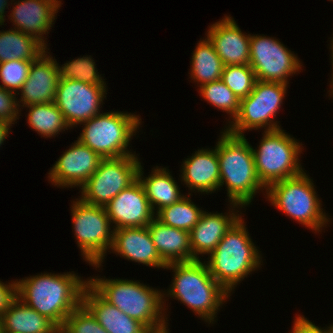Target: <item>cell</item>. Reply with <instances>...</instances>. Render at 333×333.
Here are the masks:
<instances>
[{"mask_svg": "<svg viewBox=\"0 0 333 333\" xmlns=\"http://www.w3.org/2000/svg\"><path fill=\"white\" fill-rule=\"evenodd\" d=\"M88 284V278L85 280L74 271L62 274L44 272L16 279V295L57 326H63L68 315L82 304V295Z\"/></svg>", "mask_w": 333, "mask_h": 333, "instance_id": "1", "label": "cell"}, {"mask_svg": "<svg viewBox=\"0 0 333 333\" xmlns=\"http://www.w3.org/2000/svg\"><path fill=\"white\" fill-rule=\"evenodd\" d=\"M165 269L174 274L168 291L162 292L165 315V298L169 297L186 305L204 322L214 324L220 307L231 295L211 276L205 261L171 263Z\"/></svg>", "mask_w": 333, "mask_h": 333, "instance_id": "2", "label": "cell"}, {"mask_svg": "<svg viewBox=\"0 0 333 333\" xmlns=\"http://www.w3.org/2000/svg\"><path fill=\"white\" fill-rule=\"evenodd\" d=\"M88 280L89 285L105 301L144 324L152 333L169 329L162 290L147 286L138 280L108 279L105 276H90Z\"/></svg>", "mask_w": 333, "mask_h": 333, "instance_id": "3", "label": "cell"}, {"mask_svg": "<svg viewBox=\"0 0 333 333\" xmlns=\"http://www.w3.org/2000/svg\"><path fill=\"white\" fill-rule=\"evenodd\" d=\"M246 136L230 134L225 129L217 141V156L220 166V188L226 186L229 203L249 206L260 191L266 188L259 180L252 145Z\"/></svg>", "mask_w": 333, "mask_h": 333, "instance_id": "4", "label": "cell"}, {"mask_svg": "<svg viewBox=\"0 0 333 333\" xmlns=\"http://www.w3.org/2000/svg\"><path fill=\"white\" fill-rule=\"evenodd\" d=\"M241 217L205 260L211 276L231 295L245 277L261 268L259 247L253 243Z\"/></svg>", "mask_w": 333, "mask_h": 333, "instance_id": "5", "label": "cell"}, {"mask_svg": "<svg viewBox=\"0 0 333 333\" xmlns=\"http://www.w3.org/2000/svg\"><path fill=\"white\" fill-rule=\"evenodd\" d=\"M313 180L303 171L301 174L271 184L266 189V199L286 216L319 233L330 224V218L322 208Z\"/></svg>", "mask_w": 333, "mask_h": 333, "instance_id": "6", "label": "cell"}, {"mask_svg": "<svg viewBox=\"0 0 333 333\" xmlns=\"http://www.w3.org/2000/svg\"><path fill=\"white\" fill-rule=\"evenodd\" d=\"M81 125L84 127L78 140L102 158L136 155L128 147L142 125L139 115L124 111L102 112Z\"/></svg>", "mask_w": 333, "mask_h": 333, "instance_id": "7", "label": "cell"}, {"mask_svg": "<svg viewBox=\"0 0 333 333\" xmlns=\"http://www.w3.org/2000/svg\"><path fill=\"white\" fill-rule=\"evenodd\" d=\"M258 148H253L255 169L262 185L267 189L271 184L301 174L300 156L304 148L296 138L284 130L262 133Z\"/></svg>", "mask_w": 333, "mask_h": 333, "instance_id": "8", "label": "cell"}, {"mask_svg": "<svg viewBox=\"0 0 333 333\" xmlns=\"http://www.w3.org/2000/svg\"><path fill=\"white\" fill-rule=\"evenodd\" d=\"M287 87L280 82L257 80L252 92L240 100L237 116L224 129L236 136H244L247 130L281 129L275 118L286 97Z\"/></svg>", "mask_w": 333, "mask_h": 333, "instance_id": "9", "label": "cell"}, {"mask_svg": "<svg viewBox=\"0 0 333 333\" xmlns=\"http://www.w3.org/2000/svg\"><path fill=\"white\" fill-rule=\"evenodd\" d=\"M71 220L77 247L83 259L100 268L113 244L114 228L104 206L91 205L76 198L71 202Z\"/></svg>", "mask_w": 333, "mask_h": 333, "instance_id": "10", "label": "cell"}, {"mask_svg": "<svg viewBox=\"0 0 333 333\" xmlns=\"http://www.w3.org/2000/svg\"><path fill=\"white\" fill-rule=\"evenodd\" d=\"M137 156L139 155L103 158L97 170L81 186V195L78 197L87 204L106 206L138 179L142 163Z\"/></svg>", "mask_w": 333, "mask_h": 333, "instance_id": "11", "label": "cell"}, {"mask_svg": "<svg viewBox=\"0 0 333 333\" xmlns=\"http://www.w3.org/2000/svg\"><path fill=\"white\" fill-rule=\"evenodd\" d=\"M258 81L289 84V78L301 72L302 62L297 55L274 37L250 36V62Z\"/></svg>", "mask_w": 333, "mask_h": 333, "instance_id": "12", "label": "cell"}, {"mask_svg": "<svg viewBox=\"0 0 333 333\" xmlns=\"http://www.w3.org/2000/svg\"><path fill=\"white\" fill-rule=\"evenodd\" d=\"M107 85H92L78 80H59L54 103L72 127L100 114Z\"/></svg>", "mask_w": 333, "mask_h": 333, "instance_id": "13", "label": "cell"}, {"mask_svg": "<svg viewBox=\"0 0 333 333\" xmlns=\"http://www.w3.org/2000/svg\"><path fill=\"white\" fill-rule=\"evenodd\" d=\"M103 158L78 139L55 161L48 181L57 188L81 186L97 170Z\"/></svg>", "mask_w": 333, "mask_h": 333, "instance_id": "14", "label": "cell"}, {"mask_svg": "<svg viewBox=\"0 0 333 333\" xmlns=\"http://www.w3.org/2000/svg\"><path fill=\"white\" fill-rule=\"evenodd\" d=\"M105 207L115 229L148 226L155 213L147 199L141 182L137 179L123 189Z\"/></svg>", "mask_w": 333, "mask_h": 333, "instance_id": "15", "label": "cell"}, {"mask_svg": "<svg viewBox=\"0 0 333 333\" xmlns=\"http://www.w3.org/2000/svg\"><path fill=\"white\" fill-rule=\"evenodd\" d=\"M48 51L49 49L38 59L32 61L28 78L16 94L21 95L17 99L18 109L34 104L54 102L60 79L59 64Z\"/></svg>", "mask_w": 333, "mask_h": 333, "instance_id": "16", "label": "cell"}, {"mask_svg": "<svg viewBox=\"0 0 333 333\" xmlns=\"http://www.w3.org/2000/svg\"><path fill=\"white\" fill-rule=\"evenodd\" d=\"M12 10L7 16L13 28L37 38L46 47L47 35L55 24L58 10L63 4L61 0H13ZM56 14V15H55ZM45 39V40H44Z\"/></svg>", "mask_w": 333, "mask_h": 333, "instance_id": "17", "label": "cell"}, {"mask_svg": "<svg viewBox=\"0 0 333 333\" xmlns=\"http://www.w3.org/2000/svg\"><path fill=\"white\" fill-rule=\"evenodd\" d=\"M205 35L224 66L249 64L251 34L243 33L230 15L211 24Z\"/></svg>", "mask_w": 333, "mask_h": 333, "instance_id": "18", "label": "cell"}, {"mask_svg": "<svg viewBox=\"0 0 333 333\" xmlns=\"http://www.w3.org/2000/svg\"><path fill=\"white\" fill-rule=\"evenodd\" d=\"M229 206L228 213L204 211L199 222L189 232L194 260H202L199 255L209 256L225 233L242 217V206L235 203H230Z\"/></svg>", "mask_w": 333, "mask_h": 333, "instance_id": "19", "label": "cell"}, {"mask_svg": "<svg viewBox=\"0 0 333 333\" xmlns=\"http://www.w3.org/2000/svg\"><path fill=\"white\" fill-rule=\"evenodd\" d=\"M213 149H198L187 156L181 164V182L194 193H214L220 190V166L217 156V142Z\"/></svg>", "mask_w": 333, "mask_h": 333, "instance_id": "20", "label": "cell"}, {"mask_svg": "<svg viewBox=\"0 0 333 333\" xmlns=\"http://www.w3.org/2000/svg\"><path fill=\"white\" fill-rule=\"evenodd\" d=\"M111 251L146 267L164 269L167 266L159 256L147 226L115 229Z\"/></svg>", "mask_w": 333, "mask_h": 333, "instance_id": "21", "label": "cell"}, {"mask_svg": "<svg viewBox=\"0 0 333 333\" xmlns=\"http://www.w3.org/2000/svg\"><path fill=\"white\" fill-rule=\"evenodd\" d=\"M82 304L108 333H152L144 324L105 301L89 284L84 289Z\"/></svg>", "mask_w": 333, "mask_h": 333, "instance_id": "22", "label": "cell"}, {"mask_svg": "<svg viewBox=\"0 0 333 333\" xmlns=\"http://www.w3.org/2000/svg\"><path fill=\"white\" fill-rule=\"evenodd\" d=\"M147 227L155 248L166 265L194 260L188 231L164 225L156 218Z\"/></svg>", "mask_w": 333, "mask_h": 333, "instance_id": "23", "label": "cell"}, {"mask_svg": "<svg viewBox=\"0 0 333 333\" xmlns=\"http://www.w3.org/2000/svg\"><path fill=\"white\" fill-rule=\"evenodd\" d=\"M143 169V166L140 165L138 180L141 182L155 214L185 196L181 194L178 183L167 167L154 166L148 177H144Z\"/></svg>", "mask_w": 333, "mask_h": 333, "instance_id": "24", "label": "cell"}, {"mask_svg": "<svg viewBox=\"0 0 333 333\" xmlns=\"http://www.w3.org/2000/svg\"><path fill=\"white\" fill-rule=\"evenodd\" d=\"M57 325L15 298L0 317V333H49Z\"/></svg>", "mask_w": 333, "mask_h": 333, "instance_id": "25", "label": "cell"}, {"mask_svg": "<svg viewBox=\"0 0 333 333\" xmlns=\"http://www.w3.org/2000/svg\"><path fill=\"white\" fill-rule=\"evenodd\" d=\"M205 38V39H204ZM198 41L190 61L191 81L200 87L221 80L224 64L207 36Z\"/></svg>", "mask_w": 333, "mask_h": 333, "instance_id": "26", "label": "cell"}, {"mask_svg": "<svg viewBox=\"0 0 333 333\" xmlns=\"http://www.w3.org/2000/svg\"><path fill=\"white\" fill-rule=\"evenodd\" d=\"M48 48L37 38L15 28L0 31V63L11 60H36Z\"/></svg>", "mask_w": 333, "mask_h": 333, "instance_id": "27", "label": "cell"}, {"mask_svg": "<svg viewBox=\"0 0 333 333\" xmlns=\"http://www.w3.org/2000/svg\"><path fill=\"white\" fill-rule=\"evenodd\" d=\"M29 111L27 124L41 137L52 138L70 129L62 112L54 102L25 106Z\"/></svg>", "mask_w": 333, "mask_h": 333, "instance_id": "28", "label": "cell"}, {"mask_svg": "<svg viewBox=\"0 0 333 333\" xmlns=\"http://www.w3.org/2000/svg\"><path fill=\"white\" fill-rule=\"evenodd\" d=\"M190 196L192 195L188 192L179 201L162 208L155 214V218L164 225L190 232L204 212L193 203Z\"/></svg>", "mask_w": 333, "mask_h": 333, "instance_id": "29", "label": "cell"}, {"mask_svg": "<svg viewBox=\"0 0 333 333\" xmlns=\"http://www.w3.org/2000/svg\"><path fill=\"white\" fill-rule=\"evenodd\" d=\"M199 95L218 110L229 116L227 125L233 121L239 111L240 100L221 80L204 84L198 88ZM231 118V119H230Z\"/></svg>", "mask_w": 333, "mask_h": 333, "instance_id": "30", "label": "cell"}, {"mask_svg": "<svg viewBox=\"0 0 333 333\" xmlns=\"http://www.w3.org/2000/svg\"><path fill=\"white\" fill-rule=\"evenodd\" d=\"M92 56H83L58 65L59 80H78L92 85H106L102 74L96 68Z\"/></svg>", "mask_w": 333, "mask_h": 333, "instance_id": "31", "label": "cell"}, {"mask_svg": "<svg viewBox=\"0 0 333 333\" xmlns=\"http://www.w3.org/2000/svg\"><path fill=\"white\" fill-rule=\"evenodd\" d=\"M221 81L241 100L247 97L257 81L249 64L224 66Z\"/></svg>", "mask_w": 333, "mask_h": 333, "instance_id": "32", "label": "cell"}, {"mask_svg": "<svg viewBox=\"0 0 333 333\" xmlns=\"http://www.w3.org/2000/svg\"><path fill=\"white\" fill-rule=\"evenodd\" d=\"M34 60H11L0 63V86L16 94L28 78Z\"/></svg>", "mask_w": 333, "mask_h": 333, "instance_id": "33", "label": "cell"}, {"mask_svg": "<svg viewBox=\"0 0 333 333\" xmlns=\"http://www.w3.org/2000/svg\"><path fill=\"white\" fill-rule=\"evenodd\" d=\"M63 327L66 333H108L83 304L68 315Z\"/></svg>", "mask_w": 333, "mask_h": 333, "instance_id": "34", "label": "cell"}, {"mask_svg": "<svg viewBox=\"0 0 333 333\" xmlns=\"http://www.w3.org/2000/svg\"><path fill=\"white\" fill-rule=\"evenodd\" d=\"M16 93L0 86V120L15 124L21 116V108L18 109Z\"/></svg>", "mask_w": 333, "mask_h": 333, "instance_id": "35", "label": "cell"}, {"mask_svg": "<svg viewBox=\"0 0 333 333\" xmlns=\"http://www.w3.org/2000/svg\"><path fill=\"white\" fill-rule=\"evenodd\" d=\"M294 322L292 326L291 333H331L332 332V324L328 327L321 328L316 326L313 322L307 319L304 315L294 316ZM289 332V333H290Z\"/></svg>", "mask_w": 333, "mask_h": 333, "instance_id": "36", "label": "cell"}, {"mask_svg": "<svg viewBox=\"0 0 333 333\" xmlns=\"http://www.w3.org/2000/svg\"><path fill=\"white\" fill-rule=\"evenodd\" d=\"M16 297V280L8 283L0 280V317Z\"/></svg>", "mask_w": 333, "mask_h": 333, "instance_id": "37", "label": "cell"}, {"mask_svg": "<svg viewBox=\"0 0 333 333\" xmlns=\"http://www.w3.org/2000/svg\"><path fill=\"white\" fill-rule=\"evenodd\" d=\"M12 124L7 121L0 120V147L3 145L6 138H8V134H10ZM10 132V133H9Z\"/></svg>", "mask_w": 333, "mask_h": 333, "instance_id": "38", "label": "cell"}, {"mask_svg": "<svg viewBox=\"0 0 333 333\" xmlns=\"http://www.w3.org/2000/svg\"><path fill=\"white\" fill-rule=\"evenodd\" d=\"M11 2H14L13 0H10ZM9 0H0V26L4 25V22L6 20L5 14L6 9L8 8V5L10 6Z\"/></svg>", "mask_w": 333, "mask_h": 333, "instance_id": "39", "label": "cell"}, {"mask_svg": "<svg viewBox=\"0 0 333 333\" xmlns=\"http://www.w3.org/2000/svg\"><path fill=\"white\" fill-rule=\"evenodd\" d=\"M330 55H331V63H332V74H331V80L329 81L330 82V90L328 91V93H329V95L328 96H330V97H332L333 98V37H330Z\"/></svg>", "mask_w": 333, "mask_h": 333, "instance_id": "40", "label": "cell"}, {"mask_svg": "<svg viewBox=\"0 0 333 333\" xmlns=\"http://www.w3.org/2000/svg\"><path fill=\"white\" fill-rule=\"evenodd\" d=\"M49 333H66V331L63 326H57Z\"/></svg>", "mask_w": 333, "mask_h": 333, "instance_id": "41", "label": "cell"}, {"mask_svg": "<svg viewBox=\"0 0 333 333\" xmlns=\"http://www.w3.org/2000/svg\"><path fill=\"white\" fill-rule=\"evenodd\" d=\"M168 330H169V329H167V330H165V331H163V332H159V333H169Z\"/></svg>", "mask_w": 333, "mask_h": 333, "instance_id": "42", "label": "cell"}]
</instances>
